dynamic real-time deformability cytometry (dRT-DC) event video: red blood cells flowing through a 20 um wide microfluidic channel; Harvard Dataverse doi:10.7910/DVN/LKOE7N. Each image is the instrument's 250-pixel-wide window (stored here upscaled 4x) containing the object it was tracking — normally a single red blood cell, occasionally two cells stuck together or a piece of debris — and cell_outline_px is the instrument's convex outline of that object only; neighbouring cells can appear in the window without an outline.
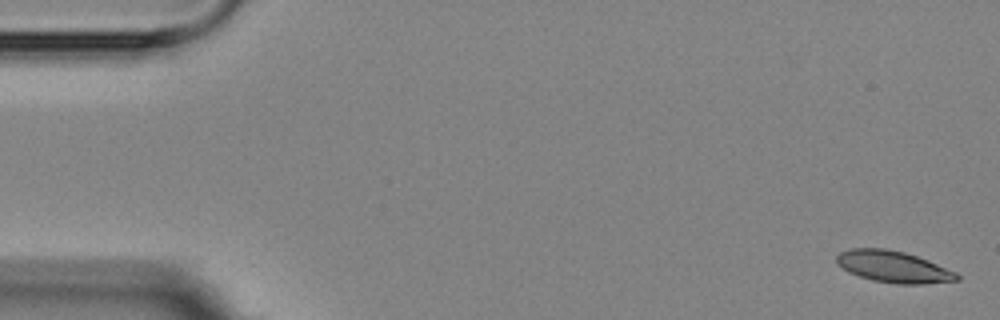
{"species": "Egyptian fruit bat (a non-hibernating species)", "species_latin": "Rousettus aegyptiacus", "temperature_condition": "room temperature", "stored_images_in_passage": 5, "camera_frame_rate_fps": 3000, "um_per_image_px": 0.085, "animal": {"sex": "female"}, "frame": {"image": 1, "passage_image": 1, "time_ms": 0.0, "image_size_px": [1000, 320], "cell_outline_px": [[960, 280], [924, 284], [896, 284], [872, 280], [848, 272], [836, 264], [836, 256], [840, 252], [852, 248], [884, 248], [904, 252], [928, 260], [956, 272], [960, 276]], "centroid_in_image_um": [75.93, 22.68], "position_along_channel_um": 9.1, "area_um2": 22.2}}
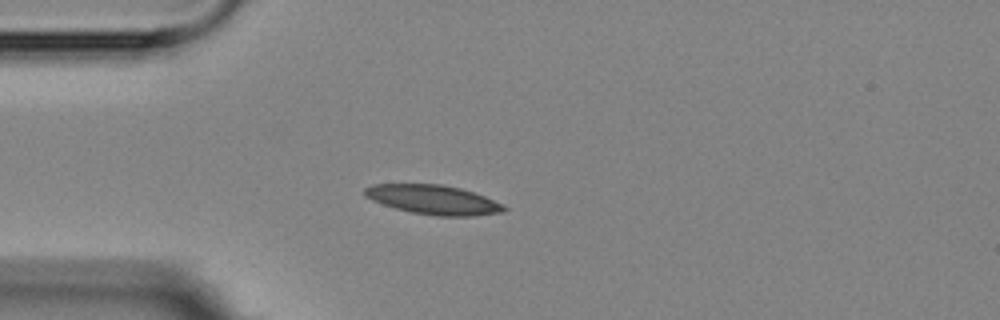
{"frame": {"image": 2, "passage_image": 5, "time_ms": 4.333, "image_size_px": [1000, 320], "cell_outline_px": [[508, 208], [504, 212], [472, 216], [436, 216], [412, 212], [396, 208], [372, 200], [364, 196], [364, 188], [372, 184], [440, 184], [460, 188], [484, 196], [504, 204]], "centroid_in_image_um": [36.85, 16.97], "position_along_channel_um": 48.2, "area_um2": 23.76}}